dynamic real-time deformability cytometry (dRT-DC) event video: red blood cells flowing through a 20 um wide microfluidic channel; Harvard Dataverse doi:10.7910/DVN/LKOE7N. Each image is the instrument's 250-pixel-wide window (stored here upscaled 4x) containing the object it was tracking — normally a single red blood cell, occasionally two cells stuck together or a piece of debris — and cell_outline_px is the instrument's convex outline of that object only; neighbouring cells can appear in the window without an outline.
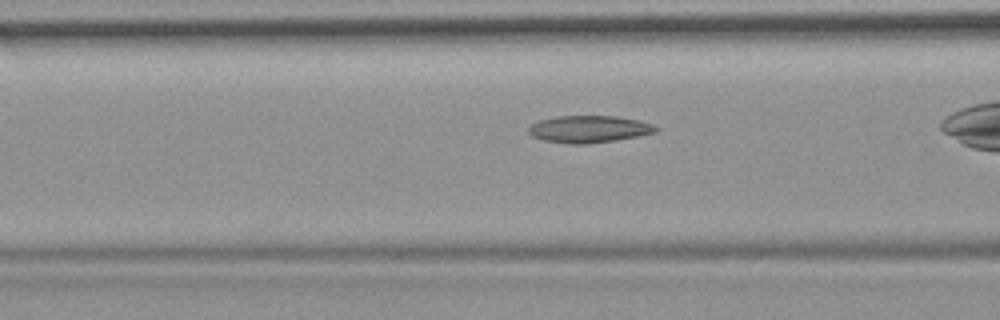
{"species": "common noctule bat (a hibernating species)", "species_latin": "Nyctalus noctula", "temperature_condition": "room temperature", "stored_images_in_passage": 22, "camera_frame_rate_fps": 3000, "um_per_image_px": 0.085, "animal": {"sex": "female", "body_mass_g": 19.9}, "frame": {"image": 1, "passage_image": 10, "time_ms": 3.0, "image_size_px": [1000, 320], "cell_outline_px": [[660, 128], [656, 132], [640, 136], [616, 140], [588, 144], [568, 144], [544, 140], [532, 136], [528, 132], [528, 128], [532, 124], [540, 120], [556, 116], [616, 116], [640, 120], [652, 124]], "centroid_in_image_um": [50.09, 10.98], "position_along_channel_um": 116.5, "area_um2": 20.23}}